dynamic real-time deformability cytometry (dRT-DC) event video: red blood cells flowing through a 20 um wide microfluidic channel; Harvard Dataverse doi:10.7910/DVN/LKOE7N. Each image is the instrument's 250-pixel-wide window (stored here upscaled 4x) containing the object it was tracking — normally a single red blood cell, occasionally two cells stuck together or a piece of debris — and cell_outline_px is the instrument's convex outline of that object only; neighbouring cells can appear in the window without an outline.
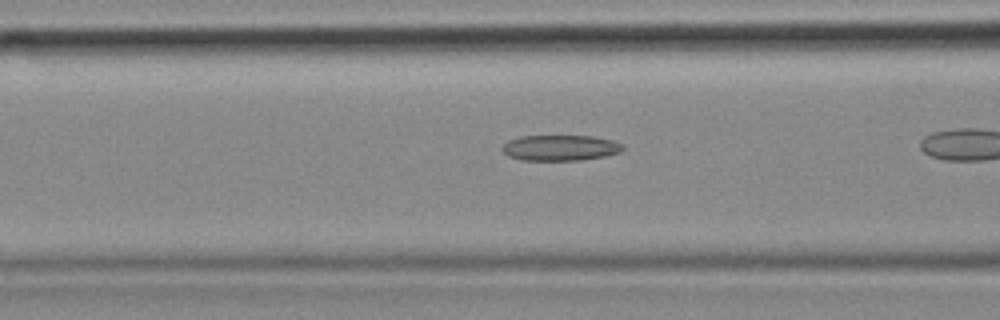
{"species": "common noctule bat (a hibernating species)", "species_latin": "Nyctalus noctula", "temperature_condition": "cold", "stored_images_in_passage": 30, "camera_frame_rate_fps": 3000, "um_per_image_px": 0.085, "animal": {"sex": "female", "body_mass_g": 18.4}, "frame": {"image": 1, "passage_image": 9, "time_ms": 2.667, "image_size_px": [1000, 320], "cell_outline_px": [[624, 148], [620, 152], [604, 156], [584, 160], [520, 160], [508, 156], [500, 148], [508, 140], [520, 136], [592, 136], [612, 140], [624, 144]], "centroid_in_image_um": [47.61, 12.56], "position_along_channel_um": 119.0, "area_um2": 18.15}}